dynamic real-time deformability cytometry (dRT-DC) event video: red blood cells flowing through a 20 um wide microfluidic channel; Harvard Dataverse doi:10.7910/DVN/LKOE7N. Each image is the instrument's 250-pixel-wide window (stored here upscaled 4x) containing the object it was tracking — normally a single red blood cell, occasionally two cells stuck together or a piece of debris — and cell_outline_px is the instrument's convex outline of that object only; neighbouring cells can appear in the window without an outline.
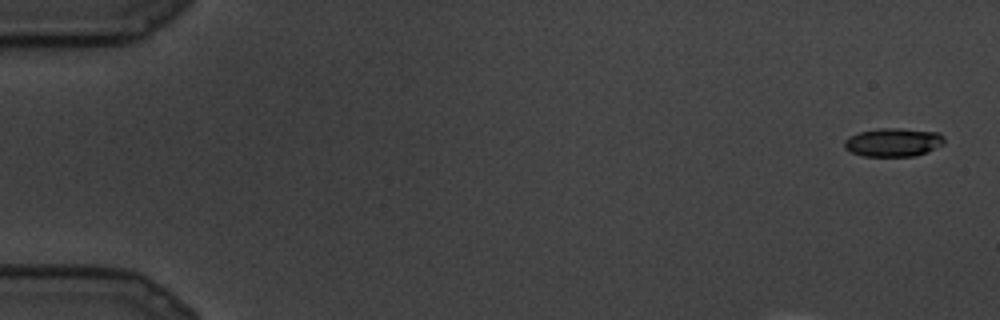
{"species": "common noctule bat (a hibernating species)", "species_latin": "Nyctalus noctula", "temperature_condition": "cold", "stored_images_in_passage": 6, "camera_frame_rate_fps": 3000, "um_per_image_px": 0.085, "animal": {"sex": "male", "body_mass_g": 19.5, "forearm_length_mm": 54.6}, "frame": {"image": 1, "passage_image": 1, "time_ms": 0.0, "image_size_px": [1000, 320], "cell_outline_px": [[944, 144], [916, 156], [864, 156], [852, 152], [844, 148], [844, 140], [848, 136], [860, 132], [880, 128], [900, 128], [940, 132], [944, 136]], "centroid_in_image_um": [75.93, 12.09], "position_along_channel_um": 9.1, "area_um2": 16.65}}